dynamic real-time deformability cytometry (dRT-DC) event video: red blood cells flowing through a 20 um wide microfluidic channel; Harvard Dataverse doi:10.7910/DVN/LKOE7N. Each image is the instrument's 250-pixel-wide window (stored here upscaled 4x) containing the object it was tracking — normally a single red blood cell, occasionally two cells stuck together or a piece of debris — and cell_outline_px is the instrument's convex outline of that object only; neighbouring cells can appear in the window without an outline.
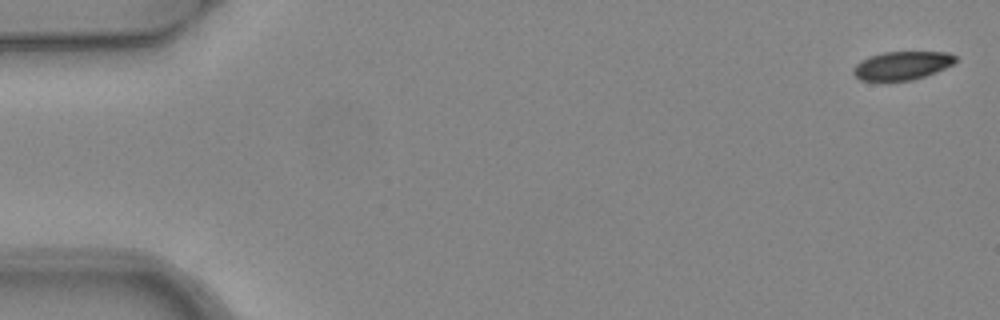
{"species": "common noctule bat (a hibernating species)", "species_latin": "Nyctalus noctula", "temperature_condition": "warm", "stored_images_in_passage": 6, "segment_of_instrument_passage": [1, 2], "camera_frame_rate_fps": 3000, "um_per_image_px": 0.085, "animal": {"sex": "female", "body_mass_g": 24.6, "forearm_length_mm": 56.2}, "frame": {"image": 1, "passage_image": 1, "time_ms": 0.0, "image_size_px": [1000, 320], "cell_outline_px": [[956, 60], [952, 64], [936, 72], [912, 80], [860, 80], [852, 72], [852, 68], [856, 64], [868, 56], [884, 52], [948, 52], [956, 56]], "centroid_in_image_um": [76.65, 5.56], "position_along_channel_um": 8.3, "area_um2": 16.76}}
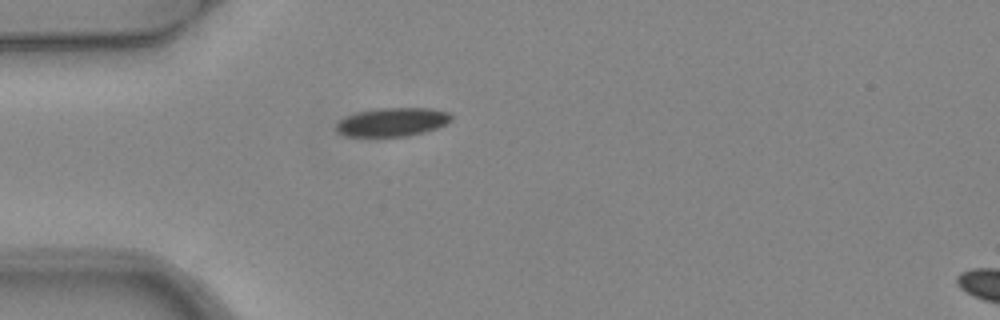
{"frame": {"image": 2, "passage_image": 5, "time_ms": 1.333, "image_size_px": [1000, 320], "cell_outline_px": [[452, 120], [436, 128], [424, 132], [408, 136], [344, 136], [336, 132], [336, 124], [340, 120], [356, 112], [376, 108], [432, 108], [448, 112], [452, 116]], "centroid_in_image_um": [33.34, 10.37], "position_along_channel_um": 51.7, "area_um2": 19.19}}